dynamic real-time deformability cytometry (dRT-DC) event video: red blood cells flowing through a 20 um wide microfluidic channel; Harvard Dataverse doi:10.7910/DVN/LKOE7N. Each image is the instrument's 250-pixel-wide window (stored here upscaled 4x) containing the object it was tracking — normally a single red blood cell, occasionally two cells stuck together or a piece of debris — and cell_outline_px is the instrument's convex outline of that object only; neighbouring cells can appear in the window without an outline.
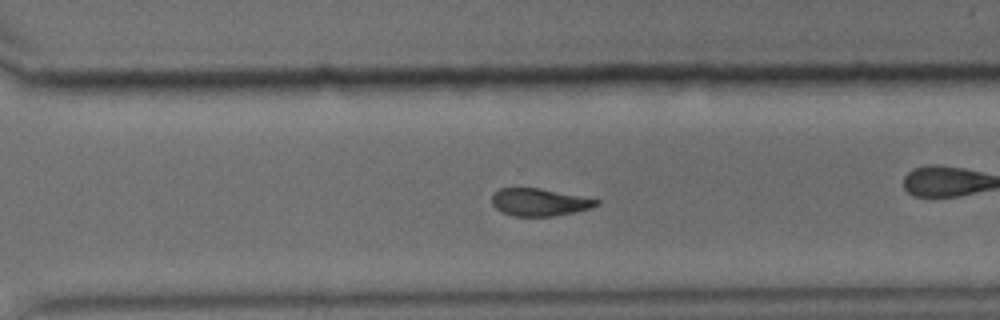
{"species": "common noctule bat (a hibernating species)", "species_latin": "Nyctalus noctula", "temperature_condition": "cold", "stored_images_in_passage": 41, "camera_frame_rate_fps": 3000, "um_per_image_px": 0.085, "animal": {"sex": "male", "body_mass_g": 15.6}, "frame": {"image": 1, "passage_image": 24, "time_ms": 7.667, "image_size_px": [1000, 320], "cell_outline_px": [[600, 204], [592, 208], [552, 216], [512, 216], [500, 212], [492, 204], [492, 196], [500, 188], [540, 188], [600, 200]], "centroid_in_image_um": [45.83, 17.19], "position_along_channel_um": 324.8, "area_um2": 16.65}}
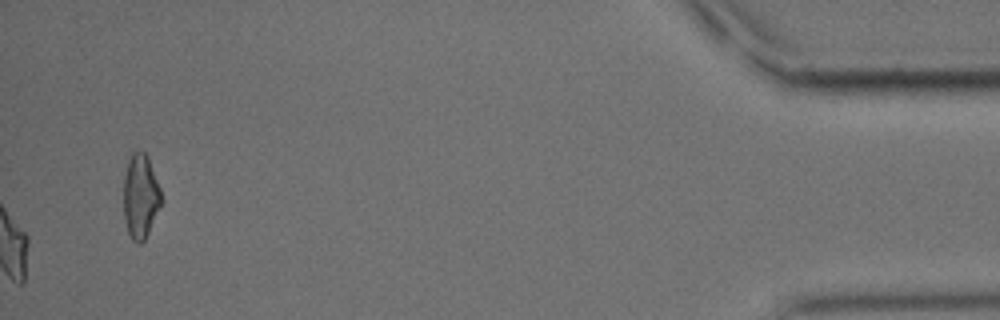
{"frame": {"image": 2, "passage_image": 41, "time_ms": 13.333, "image_size_px": [1000, 320], "cell_outline_px": [[164, 200], [144, 240], [140, 244], [136, 244], [132, 240], [128, 232], [124, 220], [124, 176], [128, 152], [140, 148], [148, 156], [160, 188]], "centroid_in_image_um": [11.94, 16.61], "position_along_channel_um": 423.3, "area_um2": 19.13}, "authors_computed_cell_mechanics": {"area_um2": 18.1492, "velocity_mm_per_s": 3.6243, "shape_relaxation_time_tau1_ms": 7.1538, "shape_relaxation_time_tau2_ms": null, "deformation_change_tau1": 0.1845, "deformation_change_tau2": null}}